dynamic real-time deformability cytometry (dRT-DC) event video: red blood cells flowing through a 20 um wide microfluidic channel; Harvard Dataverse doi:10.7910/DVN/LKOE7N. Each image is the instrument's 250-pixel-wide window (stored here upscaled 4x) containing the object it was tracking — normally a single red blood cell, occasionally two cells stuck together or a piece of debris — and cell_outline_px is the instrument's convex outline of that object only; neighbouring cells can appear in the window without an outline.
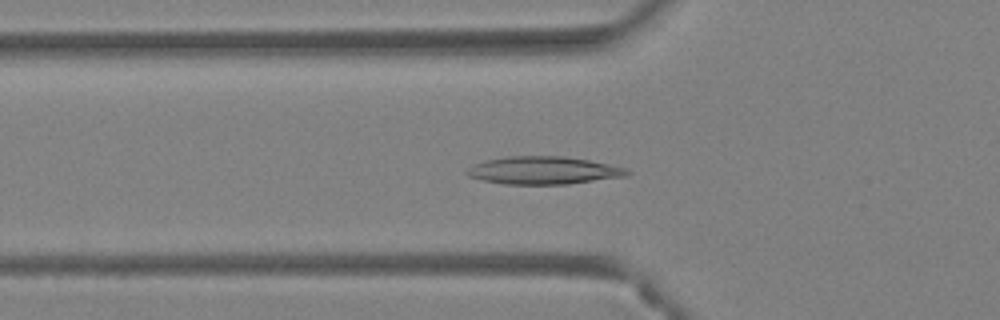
{"species": "Egyptian fruit bat (a non-hibernating species)", "species_latin": "Rousettus aegyptiacus", "temperature_condition": "warm", "stored_images_in_passage": 4, "camera_frame_rate_fps": 3000, "um_per_image_px": 0.085, "animal": {"sex": "female"}, "frame": {"image": 1, "passage_image": 2, "time_ms": 0.333, "image_size_px": [1000, 320], "cell_outline_px": [[632, 172], [628, 176], [568, 184], [504, 184], [484, 180], [468, 176], [464, 172], [472, 164], [484, 160], [508, 156], [560, 156], [588, 160], [628, 168]], "centroid_in_image_um": [46.2, 14.48], "position_along_channel_um": 79.6, "area_um2": 26.01}}